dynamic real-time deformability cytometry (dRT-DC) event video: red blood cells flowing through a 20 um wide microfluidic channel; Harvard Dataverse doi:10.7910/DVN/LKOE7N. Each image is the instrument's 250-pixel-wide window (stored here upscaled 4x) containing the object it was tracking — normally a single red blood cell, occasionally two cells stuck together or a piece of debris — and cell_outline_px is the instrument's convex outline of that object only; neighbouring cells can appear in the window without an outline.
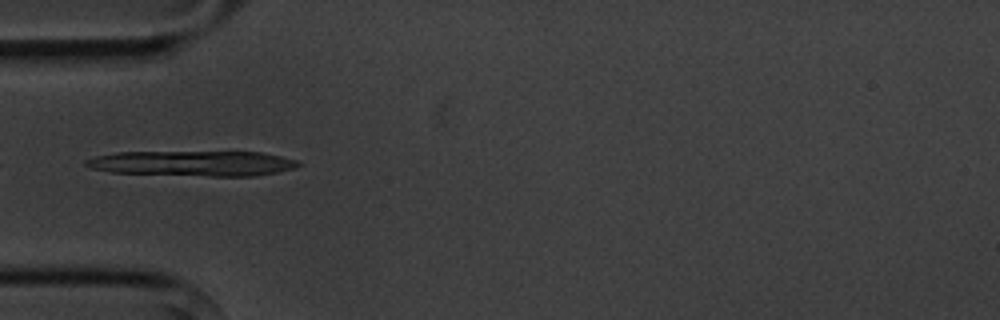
{"species": "common noctule bat (a hibernating species)", "species_latin": "Nyctalus noctula", "temperature_condition": "cold", "stored_images_in_passage": 6, "camera_frame_rate_fps": 3000, "um_per_image_px": 0.085, "animal": {"sex": "male", "body_mass_g": 20.1, "forearm_length_mm": 53.5}, "frame": {"image": 1, "passage_image": 6, "time_ms": 5.667, "image_size_px": [1000, 320], "cell_outline_px": [[300, 164], [296, 168], [276, 172], [252, 176], [212, 176], [112, 172], [92, 168], [84, 164], [84, 160], [96, 156], [116, 152], [260, 152], [280, 156], [296, 160]], "centroid_in_image_um": [16.39, 13.88], "position_along_channel_um": 68.6, "area_um2": 30.98}}